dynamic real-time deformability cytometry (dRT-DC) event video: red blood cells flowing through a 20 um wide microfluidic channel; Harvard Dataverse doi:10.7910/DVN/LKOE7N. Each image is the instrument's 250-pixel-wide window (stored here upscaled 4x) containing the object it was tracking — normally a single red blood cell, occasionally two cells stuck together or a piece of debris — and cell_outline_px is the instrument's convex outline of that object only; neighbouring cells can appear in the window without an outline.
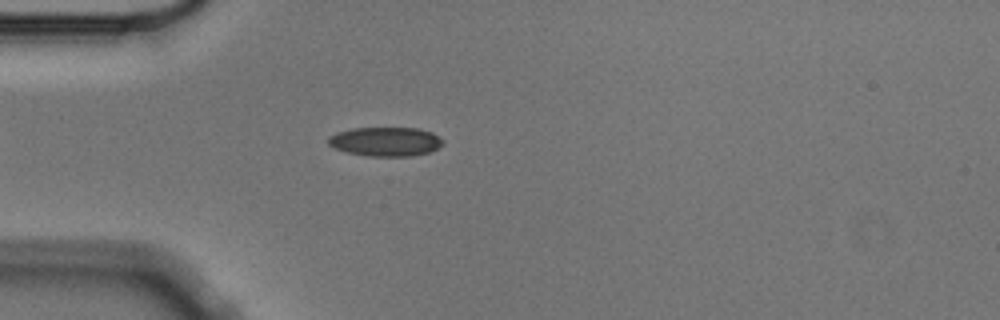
{"species": "Egyptian fruit bat (a non-hibernating species)", "species_latin": "Rousettus aegyptiacus", "temperature_condition": "cold", "stored_images_in_passage": 3, "camera_frame_rate_fps": 3000, "um_per_image_px": 0.085, "animal": {"sex": "male"}, "frame": {"image": 1, "passage_image": 3, "time_ms": 0.667, "image_size_px": [1000, 320], "cell_outline_px": [[444, 144], [428, 152], [412, 156], [368, 156], [348, 152], [336, 148], [328, 144], [328, 136], [336, 132], [352, 128], [420, 128], [432, 132], [440, 136], [444, 140]], "centroid_in_image_um": [32.79, 12.02], "position_along_channel_um": 52.2, "area_um2": 19.54}}